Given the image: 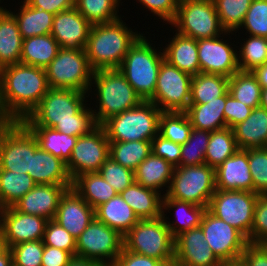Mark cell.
Here are the masks:
<instances>
[{"label":"cell","instance_id":"obj_1","mask_svg":"<svg viewBox=\"0 0 267 266\" xmlns=\"http://www.w3.org/2000/svg\"><path fill=\"white\" fill-rule=\"evenodd\" d=\"M87 94L72 89L50 88L22 122L27 127L53 128L68 136L87 135L98 126L92 112L93 106L86 107Z\"/></svg>","mask_w":267,"mask_h":266},{"label":"cell","instance_id":"obj_2","mask_svg":"<svg viewBox=\"0 0 267 266\" xmlns=\"http://www.w3.org/2000/svg\"><path fill=\"white\" fill-rule=\"evenodd\" d=\"M45 68L17 63L0 69V121H23L49 90Z\"/></svg>","mask_w":267,"mask_h":266},{"label":"cell","instance_id":"obj_3","mask_svg":"<svg viewBox=\"0 0 267 266\" xmlns=\"http://www.w3.org/2000/svg\"><path fill=\"white\" fill-rule=\"evenodd\" d=\"M123 22L120 18L113 22L92 25L85 51L93 71L118 68L129 48L142 35Z\"/></svg>","mask_w":267,"mask_h":266},{"label":"cell","instance_id":"obj_4","mask_svg":"<svg viewBox=\"0 0 267 266\" xmlns=\"http://www.w3.org/2000/svg\"><path fill=\"white\" fill-rule=\"evenodd\" d=\"M91 86L97 92L99 107L92 110L97 125L143 101L118 68L93 71Z\"/></svg>","mask_w":267,"mask_h":266},{"label":"cell","instance_id":"obj_5","mask_svg":"<svg viewBox=\"0 0 267 266\" xmlns=\"http://www.w3.org/2000/svg\"><path fill=\"white\" fill-rule=\"evenodd\" d=\"M146 38L142 34L136 40L118 67L143 101L154 96L159 68L165 60L162 47L157 51Z\"/></svg>","mask_w":267,"mask_h":266},{"label":"cell","instance_id":"obj_6","mask_svg":"<svg viewBox=\"0 0 267 266\" xmlns=\"http://www.w3.org/2000/svg\"><path fill=\"white\" fill-rule=\"evenodd\" d=\"M162 111L151 101L110 117L101 126L109 142L152 141L158 134Z\"/></svg>","mask_w":267,"mask_h":266},{"label":"cell","instance_id":"obj_7","mask_svg":"<svg viewBox=\"0 0 267 266\" xmlns=\"http://www.w3.org/2000/svg\"><path fill=\"white\" fill-rule=\"evenodd\" d=\"M124 248L156 258L164 264L174 262V238L164 219L139 220L124 236Z\"/></svg>","mask_w":267,"mask_h":266},{"label":"cell","instance_id":"obj_8","mask_svg":"<svg viewBox=\"0 0 267 266\" xmlns=\"http://www.w3.org/2000/svg\"><path fill=\"white\" fill-rule=\"evenodd\" d=\"M38 146L22 121H0V169L28 174Z\"/></svg>","mask_w":267,"mask_h":266},{"label":"cell","instance_id":"obj_9","mask_svg":"<svg viewBox=\"0 0 267 266\" xmlns=\"http://www.w3.org/2000/svg\"><path fill=\"white\" fill-rule=\"evenodd\" d=\"M49 88L72 89L91 93L93 70L85 49L61 48L56 57L45 68Z\"/></svg>","mask_w":267,"mask_h":266},{"label":"cell","instance_id":"obj_10","mask_svg":"<svg viewBox=\"0 0 267 266\" xmlns=\"http://www.w3.org/2000/svg\"><path fill=\"white\" fill-rule=\"evenodd\" d=\"M215 191V169L202 164L175 167L169 189L165 194L172 199L208 209Z\"/></svg>","mask_w":267,"mask_h":266},{"label":"cell","instance_id":"obj_11","mask_svg":"<svg viewBox=\"0 0 267 266\" xmlns=\"http://www.w3.org/2000/svg\"><path fill=\"white\" fill-rule=\"evenodd\" d=\"M170 25L177 33L196 40L217 37L225 32L213 0H179Z\"/></svg>","mask_w":267,"mask_h":266},{"label":"cell","instance_id":"obj_12","mask_svg":"<svg viewBox=\"0 0 267 266\" xmlns=\"http://www.w3.org/2000/svg\"><path fill=\"white\" fill-rule=\"evenodd\" d=\"M259 195L251 191L216 189L208 210L217 218L239 230L249 242L254 207Z\"/></svg>","mask_w":267,"mask_h":266},{"label":"cell","instance_id":"obj_13","mask_svg":"<svg viewBox=\"0 0 267 266\" xmlns=\"http://www.w3.org/2000/svg\"><path fill=\"white\" fill-rule=\"evenodd\" d=\"M123 247V236L94 218L76 239V256L113 266Z\"/></svg>","mask_w":267,"mask_h":266},{"label":"cell","instance_id":"obj_14","mask_svg":"<svg viewBox=\"0 0 267 266\" xmlns=\"http://www.w3.org/2000/svg\"><path fill=\"white\" fill-rule=\"evenodd\" d=\"M192 78L164 60L159 68L154 96L149 101L162 112H185L190 105Z\"/></svg>","mask_w":267,"mask_h":266},{"label":"cell","instance_id":"obj_15","mask_svg":"<svg viewBox=\"0 0 267 266\" xmlns=\"http://www.w3.org/2000/svg\"><path fill=\"white\" fill-rule=\"evenodd\" d=\"M200 227L205 241L223 264L240 261L249 242L239 230L217 218L208 209L202 217Z\"/></svg>","mask_w":267,"mask_h":266},{"label":"cell","instance_id":"obj_16","mask_svg":"<svg viewBox=\"0 0 267 266\" xmlns=\"http://www.w3.org/2000/svg\"><path fill=\"white\" fill-rule=\"evenodd\" d=\"M110 142L105 129L98 125L89 134L79 136L66 163L72 180L87 172H98L109 158Z\"/></svg>","mask_w":267,"mask_h":266},{"label":"cell","instance_id":"obj_17","mask_svg":"<svg viewBox=\"0 0 267 266\" xmlns=\"http://www.w3.org/2000/svg\"><path fill=\"white\" fill-rule=\"evenodd\" d=\"M230 33L234 34L225 31L222 36L197 40L201 73L219 74L230 78L239 71L236 45L223 40V37L225 38V35L228 36Z\"/></svg>","mask_w":267,"mask_h":266},{"label":"cell","instance_id":"obj_18","mask_svg":"<svg viewBox=\"0 0 267 266\" xmlns=\"http://www.w3.org/2000/svg\"><path fill=\"white\" fill-rule=\"evenodd\" d=\"M48 220L24 214L13 206L4 209L0 222V243L10 248L21 242L43 240Z\"/></svg>","mask_w":267,"mask_h":266},{"label":"cell","instance_id":"obj_19","mask_svg":"<svg viewBox=\"0 0 267 266\" xmlns=\"http://www.w3.org/2000/svg\"><path fill=\"white\" fill-rule=\"evenodd\" d=\"M174 263L175 266H223L205 241L200 226L174 238Z\"/></svg>","mask_w":267,"mask_h":266},{"label":"cell","instance_id":"obj_20","mask_svg":"<svg viewBox=\"0 0 267 266\" xmlns=\"http://www.w3.org/2000/svg\"><path fill=\"white\" fill-rule=\"evenodd\" d=\"M91 27L74 7L54 15L51 35L63 49H85Z\"/></svg>","mask_w":267,"mask_h":266},{"label":"cell","instance_id":"obj_21","mask_svg":"<svg viewBox=\"0 0 267 266\" xmlns=\"http://www.w3.org/2000/svg\"><path fill=\"white\" fill-rule=\"evenodd\" d=\"M94 218L95 209L71 187L62 195L53 220L77 239Z\"/></svg>","mask_w":267,"mask_h":266},{"label":"cell","instance_id":"obj_22","mask_svg":"<svg viewBox=\"0 0 267 266\" xmlns=\"http://www.w3.org/2000/svg\"><path fill=\"white\" fill-rule=\"evenodd\" d=\"M71 187L72 185L37 184L13 207L21 213L42 216L47 220H52L62 195Z\"/></svg>","mask_w":267,"mask_h":266},{"label":"cell","instance_id":"obj_23","mask_svg":"<svg viewBox=\"0 0 267 266\" xmlns=\"http://www.w3.org/2000/svg\"><path fill=\"white\" fill-rule=\"evenodd\" d=\"M216 189L253 192V179L248 164V149H238L215 169Z\"/></svg>","mask_w":267,"mask_h":266},{"label":"cell","instance_id":"obj_24","mask_svg":"<svg viewBox=\"0 0 267 266\" xmlns=\"http://www.w3.org/2000/svg\"><path fill=\"white\" fill-rule=\"evenodd\" d=\"M36 184L72 185L66 163L43 150L40 146L32 156L31 171L28 172Z\"/></svg>","mask_w":267,"mask_h":266},{"label":"cell","instance_id":"obj_25","mask_svg":"<svg viewBox=\"0 0 267 266\" xmlns=\"http://www.w3.org/2000/svg\"><path fill=\"white\" fill-rule=\"evenodd\" d=\"M171 38L163 49L164 59L191 76L200 73L197 40L177 32Z\"/></svg>","mask_w":267,"mask_h":266},{"label":"cell","instance_id":"obj_26","mask_svg":"<svg viewBox=\"0 0 267 266\" xmlns=\"http://www.w3.org/2000/svg\"><path fill=\"white\" fill-rule=\"evenodd\" d=\"M161 210L162 218L170 230L171 236L175 238L185 231L199 227L207 208L189 202L172 199L166 194H163ZM167 210L168 212L169 210H174V212H176L175 222L172 221L171 223V221H168L170 219L165 216Z\"/></svg>","mask_w":267,"mask_h":266},{"label":"cell","instance_id":"obj_27","mask_svg":"<svg viewBox=\"0 0 267 266\" xmlns=\"http://www.w3.org/2000/svg\"><path fill=\"white\" fill-rule=\"evenodd\" d=\"M238 149L267 147V110L253 108L249 117L233 128Z\"/></svg>","mask_w":267,"mask_h":266},{"label":"cell","instance_id":"obj_28","mask_svg":"<svg viewBox=\"0 0 267 266\" xmlns=\"http://www.w3.org/2000/svg\"><path fill=\"white\" fill-rule=\"evenodd\" d=\"M22 42L14 15L0 6V69L20 63Z\"/></svg>","mask_w":267,"mask_h":266},{"label":"cell","instance_id":"obj_29","mask_svg":"<svg viewBox=\"0 0 267 266\" xmlns=\"http://www.w3.org/2000/svg\"><path fill=\"white\" fill-rule=\"evenodd\" d=\"M174 168L175 167L166 160L156 156L152 152L135 169V182L144 186L145 188L159 192L160 194V191L162 189L164 190V187H166L167 189L165 191L167 193L173 176Z\"/></svg>","mask_w":267,"mask_h":266},{"label":"cell","instance_id":"obj_30","mask_svg":"<svg viewBox=\"0 0 267 266\" xmlns=\"http://www.w3.org/2000/svg\"><path fill=\"white\" fill-rule=\"evenodd\" d=\"M139 220L156 219L162 216V198L159 192L134 182L120 193Z\"/></svg>","mask_w":267,"mask_h":266},{"label":"cell","instance_id":"obj_31","mask_svg":"<svg viewBox=\"0 0 267 266\" xmlns=\"http://www.w3.org/2000/svg\"><path fill=\"white\" fill-rule=\"evenodd\" d=\"M95 218L124 236L138 221L132 208L117 194L95 208Z\"/></svg>","mask_w":267,"mask_h":266},{"label":"cell","instance_id":"obj_32","mask_svg":"<svg viewBox=\"0 0 267 266\" xmlns=\"http://www.w3.org/2000/svg\"><path fill=\"white\" fill-rule=\"evenodd\" d=\"M226 93L204 104H190L185 111L193 128L209 132L227 128L224 116Z\"/></svg>","mask_w":267,"mask_h":266},{"label":"cell","instance_id":"obj_33","mask_svg":"<svg viewBox=\"0 0 267 266\" xmlns=\"http://www.w3.org/2000/svg\"><path fill=\"white\" fill-rule=\"evenodd\" d=\"M60 49L51 34L23 39L20 63L46 68Z\"/></svg>","mask_w":267,"mask_h":266},{"label":"cell","instance_id":"obj_34","mask_svg":"<svg viewBox=\"0 0 267 266\" xmlns=\"http://www.w3.org/2000/svg\"><path fill=\"white\" fill-rule=\"evenodd\" d=\"M72 187L94 209L118 194L99 172L80 174Z\"/></svg>","mask_w":267,"mask_h":266},{"label":"cell","instance_id":"obj_35","mask_svg":"<svg viewBox=\"0 0 267 266\" xmlns=\"http://www.w3.org/2000/svg\"><path fill=\"white\" fill-rule=\"evenodd\" d=\"M19 11H10L19 27L23 39L51 34L54 15L44 10L31 7L25 0L19 6Z\"/></svg>","mask_w":267,"mask_h":266},{"label":"cell","instance_id":"obj_36","mask_svg":"<svg viewBox=\"0 0 267 266\" xmlns=\"http://www.w3.org/2000/svg\"><path fill=\"white\" fill-rule=\"evenodd\" d=\"M229 78L219 74L198 73L191 82L190 104H204L228 91Z\"/></svg>","mask_w":267,"mask_h":266},{"label":"cell","instance_id":"obj_37","mask_svg":"<svg viewBox=\"0 0 267 266\" xmlns=\"http://www.w3.org/2000/svg\"><path fill=\"white\" fill-rule=\"evenodd\" d=\"M36 137L39 146L51 153L53 156L62 159L65 163L71 158L74 146L78 137L68 136L47 127H28Z\"/></svg>","mask_w":267,"mask_h":266},{"label":"cell","instance_id":"obj_38","mask_svg":"<svg viewBox=\"0 0 267 266\" xmlns=\"http://www.w3.org/2000/svg\"><path fill=\"white\" fill-rule=\"evenodd\" d=\"M36 185L27 173L0 169V201L5 208L13 206Z\"/></svg>","mask_w":267,"mask_h":266},{"label":"cell","instance_id":"obj_39","mask_svg":"<svg viewBox=\"0 0 267 266\" xmlns=\"http://www.w3.org/2000/svg\"><path fill=\"white\" fill-rule=\"evenodd\" d=\"M151 153V141L110 142L109 157L132 171Z\"/></svg>","mask_w":267,"mask_h":266},{"label":"cell","instance_id":"obj_40","mask_svg":"<svg viewBox=\"0 0 267 266\" xmlns=\"http://www.w3.org/2000/svg\"><path fill=\"white\" fill-rule=\"evenodd\" d=\"M237 150L238 146L233 129L227 127L210 132V138L205 153V164L216 169Z\"/></svg>","mask_w":267,"mask_h":266},{"label":"cell","instance_id":"obj_41","mask_svg":"<svg viewBox=\"0 0 267 266\" xmlns=\"http://www.w3.org/2000/svg\"><path fill=\"white\" fill-rule=\"evenodd\" d=\"M261 90L257 77L252 72L238 71L229 78V94L251 108L260 106Z\"/></svg>","mask_w":267,"mask_h":266},{"label":"cell","instance_id":"obj_42","mask_svg":"<svg viewBox=\"0 0 267 266\" xmlns=\"http://www.w3.org/2000/svg\"><path fill=\"white\" fill-rule=\"evenodd\" d=\"M121 0H75V8L91 24H103L121 18L118 15Z\"/></svg>","mask_w":267,"mask_h":266},{"label":"cell","instance_id":"obj_43","mask_svg":"<svg viewBox=\"0 0 267 266\" xmlns=\"http://www.w3.org/2000/svg\"><path fill=\"white\" fill-rule=\"evenodd\" d=\"M192 125L185 112H162L158 134L174 143L184 144L190 137Z\"/></svg>","mask_w":267,"mask_h":266},{"label":"cell","instance_id":"obj_44","mask_svg":"<svg viewBox=\"0 0 267 266\" xmlns=\"http://www.w3.org/2000/svg\"><path fill=\"white\" fill-rule=\"evenodd\" d=\"M238 54L239 71L252 72L267 62V37L248 36Z\"/></svg>","mask_w":267,"mask_h":266},{"label":"cell","instance_id":"obj_45","mask_svg":"<svg viewBox=\"0 0 267 266\" xmlns=\"http://www.w3.org/2000/svg\"><path fill=\"white\" fill-rule=\"evenodd\" d=\"M221 26L226 32L238 31L253 0H213Z\"/></svg>","mask_w":267,"mask_h":266},{"label":"cell","instance_id":"obj_46","mask_svg":"<svg viewBox=\"0 0 267 266\" xmlns=\"http://www.w3.org/2000/svg\"><path fill=\"white\" fill-rule=\"evenodd\" d=\"M209 138V131L192 127L189 139L181 144L180 166L205 164V153Z\"/></svg>","mask_w":267,"mask_h":266},{"label":"cell","instance_id":"obj_47","mask_svg":"<svg viewBox=\"0 0 267 266\" xmlns=\"http://www.w3.org/2000/svg\"><path fill=\"white\" fill-rule=\"evenodd\" d=\"M248 164L253 179V192L267 194V147L248 148Z\"/></svg>","mask_w":267,"mask_h":266},{"label":"cell","instance_id":"obj_48","mask_svg":"<svg viewBox=\"0 0 267 266\" xmlns=\"http://www.w3.org/2000/svg\"><path fill=\"white\" fill-rule=\"evenodd\" d=\"M98 172L118 194L135 182L134 171L123 167L111 157L102 164Z\"/></svg>","mask_w":267,"mask_h":266},{"label":"cell","instance_id":"obj_49","mask_svg":"<svg viewBox=\"0 0 267 266\" xmlns=\"http://www.w3.org/2000/svg\"><path fill=\"white\" fill-rule=\"evenodd\" d=\"M241 27L251 36L267 37V0L252 1Z\"/></svg>","mask_w":267,"mask_h":266},{"label":"cell","instance_id":"obj_50","mask_svg":"<svg viewBox=\"0 0 267 266\" xmlns=\"http://www.w3.org/2000/svg\"><path fill=\"white\" fill-rule=\"evenodd\" d=\"M9 249L12 253L13 266H41L43 240L21 242Z\"/></svg>","mask_w":267,"mask_h":266},{"label":"cell","instance_id":"obj_51","mask_svg":"<svg viewBox=\"0 0 267 266\" xmlns=\"http://www.w3.org/2000/svg\"><path fill=\"white\" fill-rule=\"evenodd\" d=\"M43 243L68 251L73 257L76 256V239L53 219L48 220L46 224Z\"/></svg>","mask_w":267,"mask_h":266},{"label":"cell","instance_id":"obj_52","mask_svg":"<svg viewBox=\"0 0 267 266\" xmlns=\"http://www.w3.org/2000/svg\"><path fill=\"white\" fill-rule=\"evenodd\" d=\"M249 243L267 244V194L259 195L256 201Z\"/></svg>","mask_w":267,"mask_h":266},{"label":"cell","instance_id":"obj_53","mask_svg":"<svg viewBox=\"0 0 267 266\" xmlns=\"http://www.w3.org/2000/svg\"><path fill=\"white\" fill-rule=\"evenodd\" d=\"M152 152L174 167L180 166L181 144L174 143L157 134L152 139Z\"/></svg>","mask_w":267,"mask_h":266},{"label":"cell","instance_id":"obj_54","mask_svg":"<svg viewBox=\"0 0 267 266\" xmlns=\"http://www.w3.org/2000/svg\"><path fill=\"white\" fill-rule=\"evenodd\" d=\"M253 108L234 99L229 91L226 92V103L224 106V116L226 126L233 128L240 122H243L251 114Z\"/></svg>","mask_w":267,"mask_h":266},{"label":"cell","instance_id":"obj_55","mask_svg":"<svg viewBox=\"0 0 267 266\" xmlns=\"http://www.w3.org/2000/svg\"><path fill=\"white\" fill-rule=\"evenodd\" d=\"M153 15L170 24L177 13L179 0H138Z\"/></svg>","mask_w":267,"mask_h":266},{"label":"cell","instance_id":"obj_56","mask_svg":"<svg viewBox=\"0 0 267 266\" xmlns=\"http://www.w3.org/2000/svg\"><path fill=\"white\" fill-rule=\"evenodd\" d=\"M239 262L242 266H267V244L248 243Z\"/></svg>","mask_w":267,"mask_h":266},{"label":"cell","instance_id":"obj_57","mask_svg":"<svg viewBox=\"0 0 267 266\" xmlns=\"http://www.w3.org/2000/svg\"><path fill=\"white\" fill-rule=\"evenodd\" d=\"M164 263L156 258L137 254L124 247L113 266H163Z\"/></svg>","mask_w":267,"mask_h":266},{"label":"cell","instance_id":"obj_58","mask_svg":"<svg viewBox=\"0 0 267 266\" xmlns=\"http://www.w3.org/2000/svg\"><path fill=\"white\" fill-rule=\"evenodd\" d=\"M72 258L68 251L44 245L41 266H67Z\"/></svg>","mask_w":267,"mask_h":266},{"label":"cell","instance_id":"obj_59","mask_svg":"<svg viewBox=\"0 0 267 266\" xmlns=\"http://www.w3.org/2000/svg\"><path fill=\"white\" fill-rule=\"evenodd\" d=\"M31 7L56 15L75 7V0H25Z\"/></svg>","mask_w":267,"mask_h":266},{"label":"cell","instance_id":"obj_60","mask_svg":"<svg viewBox=\"0 0 267 266\" xmlns=\"http://www.w3.org/2000/svg\"><path fill=\"white\" fill-rule=\"evenodd\" d=\"M67 266H108V265L102 262L95 261V260H88L85 258L74 256L69 261Z\"/></svg>","mask_w":267,"mask_h":266},{"label":"cell","instance_id":"obj_61","mask_svg":"<svg viewBox=\"0 0 267 266\" xmlns=\"http://www.w3.org/2000/svg\"><path fill=\"white\" fill-rule=\"evenodd\" d=\"M252 73L257 77L261 89L267 88V62L257 67Z\"/></svg>","mask_w":267,"mask_h":266},{"label":"cell","instance_id":"obj_62","mask_svg":"<svg viewBox=\"0 0 267 266\" xmlns=\"http://www.w3.org/2000/svg\"><path fill=\"white\" fill-rule=\"evenodd\" d=\"M0 266H13L12 253L9 248H6L0 243Z\"/></svg>","mask_w":267,"mask_h":266},{"label":"cell","instance_id":"obj_63","mask_svg":"<svg viewBox=\"0 0 267 266\" xmlns=\"http://www.w3.org/2000/svg\"><path fill=\"white\" fill-rule=\"evenodd\" d=\"M260 107L267 110V88L261 90V102Z\"/></svg>","mask_w":267,"mask_h":266},{"label":"cell","instance_id":"obj_64","mask_svg":"<svg viewBox=\"0 0 267 266\" xmlns=\"http://www.w3.org/2000/svg\"><path fill=\"white\" fill-rule=\"evenodd\" d=\"M4 209H5V207L3 206V204L0 201V222H1V218H2V215H3Z\"/></svg>","mask_w":267,"mask_h":266},{"label":"cell","instance_id":"obj_65","mask_svg":"<svg viewBox=\"0 0 267 266\" xmlns=\"http://www.w3.org/2000/svg\"><path fill=\"white\" fill-rule=\"evenodd\" d=\"M223 266H242L240 262L223 264Z\"/></svg>","mask_w":267,"mask_h":266},{"label":"cell","instance_id":"obj_66","mask_svg":"<svg viewBox=\"0 0 267 266\" xmlns=\"http://www.w3.org/2000/svg\"><path fill=\"white\" fill-rule=\"evenodd\" d=\"M163 266H175V263L171 262V263L164 264Z\"/></svg>","mask_w":267,"mask_h":266}]
</instances>
